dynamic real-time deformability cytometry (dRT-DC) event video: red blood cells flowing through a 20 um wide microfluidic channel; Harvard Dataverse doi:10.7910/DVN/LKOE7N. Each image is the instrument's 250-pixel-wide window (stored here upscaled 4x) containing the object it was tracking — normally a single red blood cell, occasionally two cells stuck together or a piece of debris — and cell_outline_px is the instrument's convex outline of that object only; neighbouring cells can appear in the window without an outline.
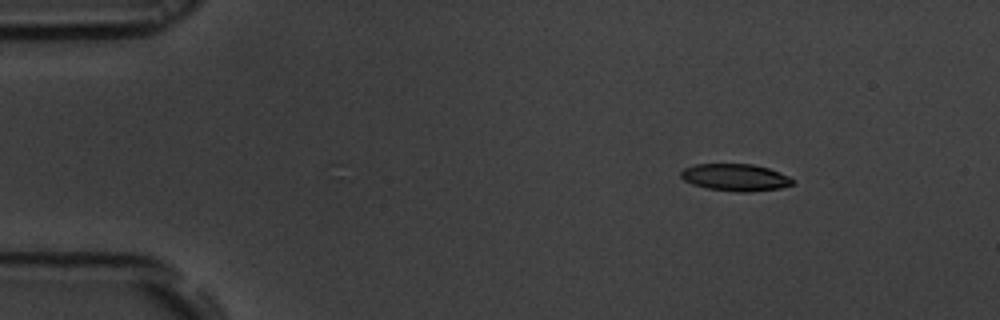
{"species": "common noctule bat (a hibernating species)", "species_latin": "Nyctalus noctula", "temperature_condition": "room temperature", "stored_images_in_passage": 49, "camera_frame_rate_fps": 3000, "um_per_image_px": 0.085, "animal": {"sex": "male", "body_mass_g": 19.5, "forearm_length_mm": 54.6}, "frame": {"image": 1, "passage_image": 1, "time_ms": 0.0, "image_size_px": [1000, 320], "cell_outline_px": [[796, 180], [792, 184], [780, 188], [748, 192], [736, 192], [708, 188], [692, 184], [684, 180], [680, 176], [680, 172], [684, 168], [696, 164], [752, 164], [768, 168], [780, 172]], "centroid_in_image_um": [62.51, 15.08], "position_along_channel_um": 22.5, "area_um2": 17.63}}
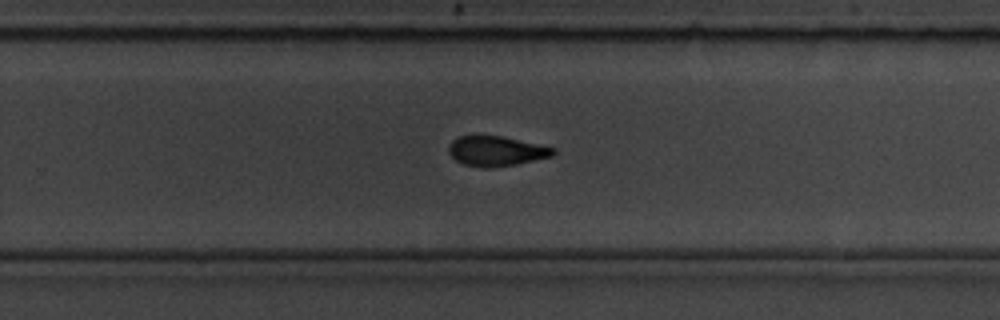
{"frame": {"image": 2, "passage_image": 29, "time_ms": 9.333, "image_size_px": [1000, 320], "cell_outline_px": [[556, 152], [552, 156], [516, 164], [488, 168], [484, 168], [464, 164], [456, 160], [448, 152], [448, 144], [456, 136], [500, 136], [556, 148]], "centroid_in_image_um": [42.15, 12.84], "position_along_channel_um": 287.7, "area_um2": 18.09}}
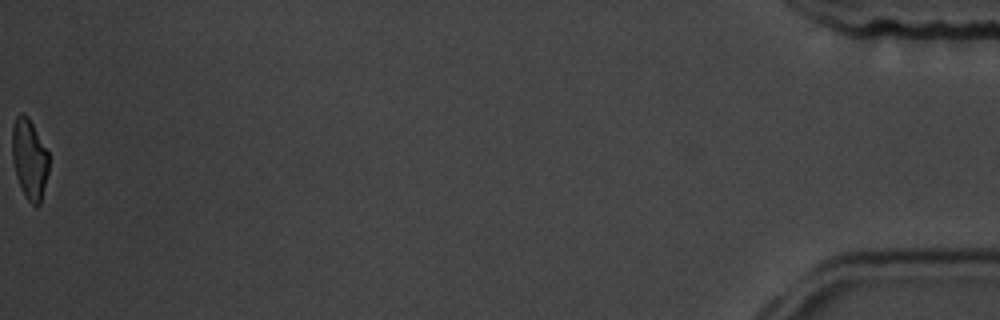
{"frame": {"image": 3, "passage_image": 49, "time_ms": 16.0, "image_size_px": [1000, 320], "cell_outline_px": [[48, 172], [40, 204], [36, 208], [28, 200], [20, 184], [12, 160], [12, 124], [16, 116], [20, 112], [24, 112], [28, 116], [48, 152]], "centroid_in_image_um": [2.49, 13.47], "position_along_channel_um": 432.7, "area_um2": 16.99}, "authors_computed_cell_mechanics": {"area_um2": 18.7272, "velocity_mm_per_s": 3.7075, "shape_relaxation_time_tau1_ms": 3.9416, "shape_relaxation_time_tau2_ms": 3.0365, "deformation_change_tau1": 0.1646, "deformation_change_tau2": 0.1052}}